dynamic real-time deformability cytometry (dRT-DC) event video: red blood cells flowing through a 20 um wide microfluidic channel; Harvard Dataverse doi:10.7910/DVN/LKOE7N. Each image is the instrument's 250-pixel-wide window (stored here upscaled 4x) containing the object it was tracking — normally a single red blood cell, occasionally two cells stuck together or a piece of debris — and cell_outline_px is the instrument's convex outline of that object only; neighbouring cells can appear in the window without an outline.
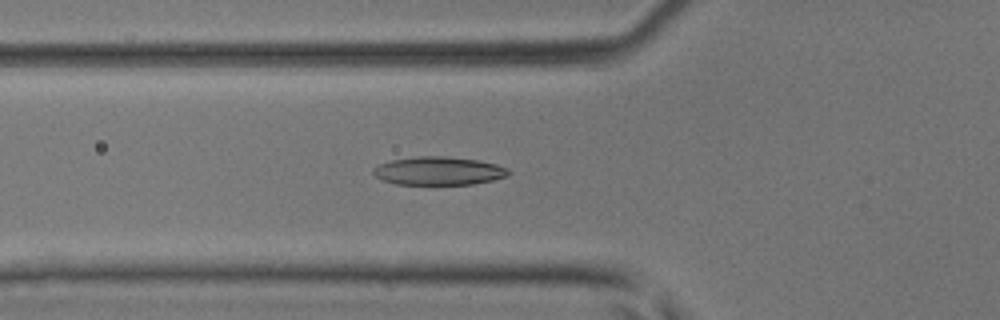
{"species": "common noctule bat (a hibernating species)", "species_latin": "Nyctalus noctula", "temperature_condition": "room temperature", "stored_images_in_passage": 47, "camera_frame_rate_fps": 3000, "um_per_image_px": 0.085, "animal": {"sex": "male", "body_mass_g": 17.9, "forearm_length_mm": 54.2}, "frame": {"image": 1, "passage_image": 17, "time_ms": 5.333, "image_size_px": [1000, 320], "cell_outline_px": [[512, 172], [508, 176], [492, 180], [472, 184], [396, 184], [380, 180], [372, 172], [372, 168], [380, 164], [392, 160], [416, 156], [444, 156], [476, 160], [496, 164]], "centroid_in_image_um": [37.25, 14.53], "position_along_channel_um": 88.6, "area_um2": 22.2}}
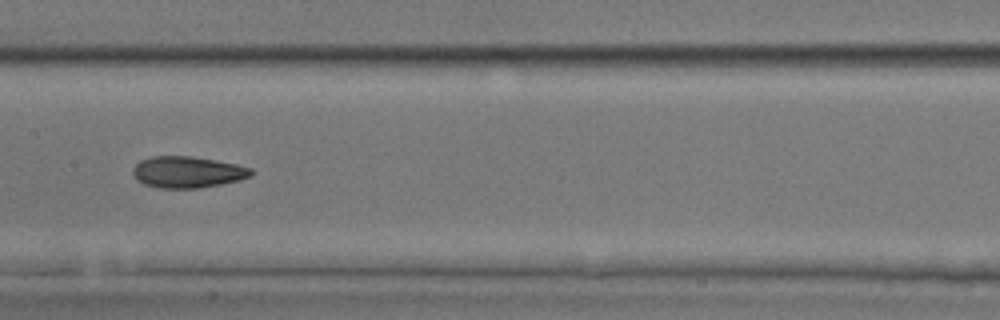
{"frame": {"image": 2, "passage_image": 24, "time_ms": 7.667, "image_size_px": [1000, 320], "cell_outline_px": [[252, 176], [240, 180], [200, 188], [160, 188], [144, 184], [132, 172], [132, 168], [140, 160], [152, 156], [192, 156], [216, 160], [236, 164], [252, 168]], "centroid_in_image_um": [15.96, 14.62], "position_along_channel_um": 191.4, "area_um2": 21.62}}
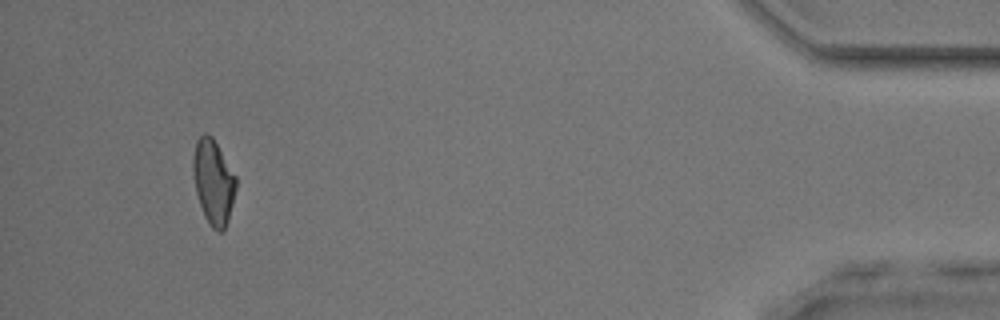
{"frame": {"image": 3, "passage_image": 44, "time_ms": 14.333, "image_size_px": [1000, 320], "cell_outline_px": [[236, 188], [228, 220], [224, 228], [220, 232], [212, 228], [204, 216], [196, 192], [192, 172], [192, 156], [196, 140], [204, 132], [208, 132], [212, 136], [236, 176]], "centroid_in_image_um": [18.11, 15.42], "position_along_channel_um": 417.1, "area_um2": 21.21}}